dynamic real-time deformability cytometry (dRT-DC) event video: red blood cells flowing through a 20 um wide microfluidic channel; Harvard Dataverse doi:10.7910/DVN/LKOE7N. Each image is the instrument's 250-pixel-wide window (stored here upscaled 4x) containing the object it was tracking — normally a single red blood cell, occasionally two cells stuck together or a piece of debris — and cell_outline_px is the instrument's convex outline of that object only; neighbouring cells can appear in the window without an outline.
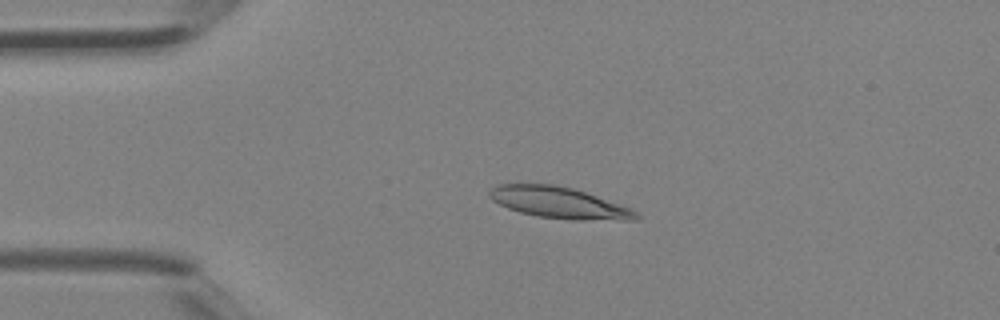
{"species": "Egyptian fruit bat (a non-hibernating species)", "species_latin": "Rousettus aegyptiacus", "temperature_condition": "room temperature", "stored_images_in_passage": 24, "camera_frame_rate_fps": 3000, "um_per_image_px": 0.085, "animal": {"sex": "female"}, "frame": {"image": 1, "passage_image": 6, "time_ms": 1.667, "image_size_px": [1000, 320], "cell_outline_px": [[640, 216], [636, 220], [572, 220], [536, 216], [520, 212], [508, 208], [492, 200], [488, 196], [488, 192], [496, 184], [556, 184], [572, 188], [632, 208]], "centroid_in_image_um": [47.51, 17.23], "position_along_channel_um": 37.5, "area_um2": 26.76}}
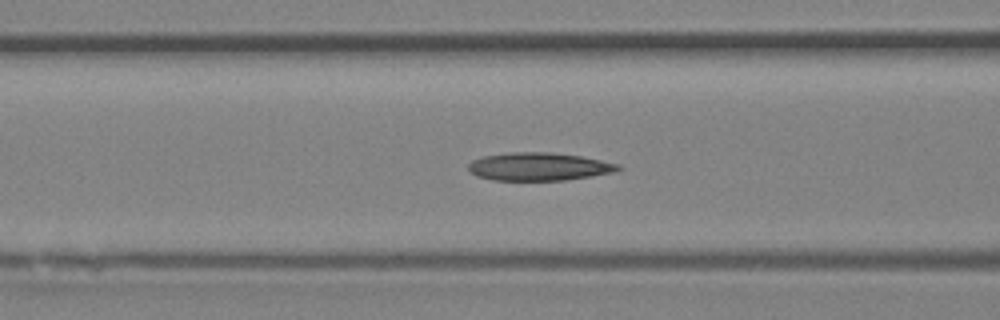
{"frame": {"image": 2, "passage_image": 13, "time_ms": 4.0, "image_size_px": [1000, 320], "cell_outline_px": [[624, 168], [616, 172], [592, 176], [564, 180], [492, 180], [476, 176], [468, 168], [468, 164], [472, 160], [484, 156], [512, 152], [552, 152], [580, 156], [620, 164]], "centroid_in_image_um": [45.84, 14.16], "position_along_channel_um": 120.8, "area_um2": 24.51}}
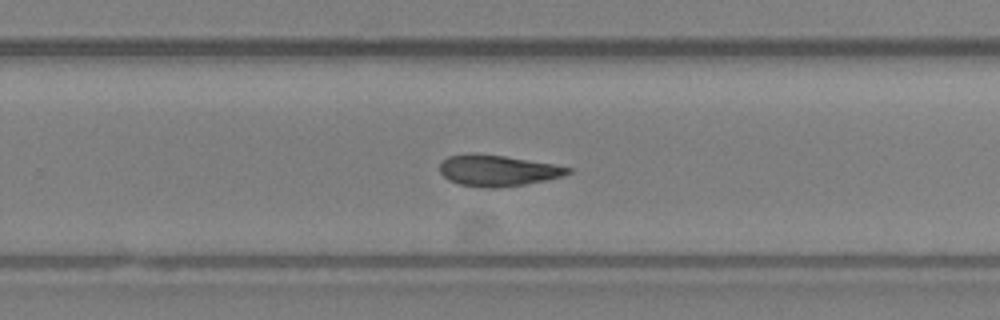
{"frame": {"image": 3, "passage_image": 23, "time_ms": 7.333, "image_size_px": [1000, 320], "cell_outline_px": [[572, 172], [560, 176], [544, 180], [524, 184], [496, 188], [480, 188], [460, 184], [448, 180], [440, 172], [440, 164], [448, 156], [504, 156], [552, 164], [572, 168]], "centroid_in_image_um": [42.31, 14.54], "position_along_channel_um": 287.5, "area_um2": 22.31}}